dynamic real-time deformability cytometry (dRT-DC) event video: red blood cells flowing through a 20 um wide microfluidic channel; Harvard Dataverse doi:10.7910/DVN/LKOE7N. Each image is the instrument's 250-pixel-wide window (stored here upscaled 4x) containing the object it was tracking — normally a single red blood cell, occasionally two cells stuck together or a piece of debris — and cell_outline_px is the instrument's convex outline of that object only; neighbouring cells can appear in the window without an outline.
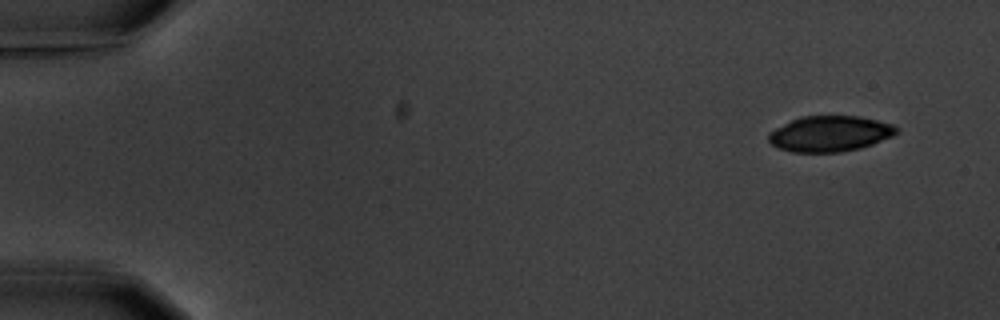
{"species": "common noctule bat (a hibernating species)", "species_latin": "Nyctalus noctula", "temperature_condition": "warm", "stored_images_in_passage": 4, "camera_frame_rate_fps": 3000, "um_per_image_px": 0.085, "animal": {"sex": "male", "body_mass_g": 20.1, "forearm_length_mm": 53.5}, "frame": {"image": 1, "passage_image": 1, "time_ms": 0.0, "image_size_px": [1000, 320], "cell_outline_px": [[900, 132], [892, 136], [872, 144], [860, 148], [840, 152], [792, 152], [780, 148], [772, 144], [768, 140], [768, 136], [776, 128], [800, 116], [860, 116], [892, 124], [900, 128]], "centroid_in_image_um": [70.58, 11.36], "position_along_channel_um": 14.4, "area_um2": 26.47}}
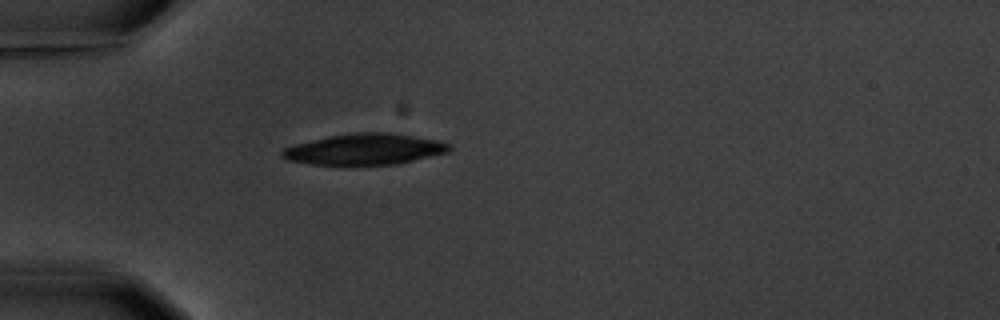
{"frame": {"image": 2, "passage_image": 4, "time_ms": 4.333, "image_size_px": [1000, 320], "cell_outline_px": [[452, 148], [448, 152], [396, 164], [312, 164], [288, 160], [280, 156], [280, 152], [284, 148], [296, 144], [332, 136], [356, 132], [392, 132], [440, 140], [452, 144]], "centroid_in_image_um": [31.06, 12.67], "position_along_channel_um": 53.9, "area_um2": 30.0}}